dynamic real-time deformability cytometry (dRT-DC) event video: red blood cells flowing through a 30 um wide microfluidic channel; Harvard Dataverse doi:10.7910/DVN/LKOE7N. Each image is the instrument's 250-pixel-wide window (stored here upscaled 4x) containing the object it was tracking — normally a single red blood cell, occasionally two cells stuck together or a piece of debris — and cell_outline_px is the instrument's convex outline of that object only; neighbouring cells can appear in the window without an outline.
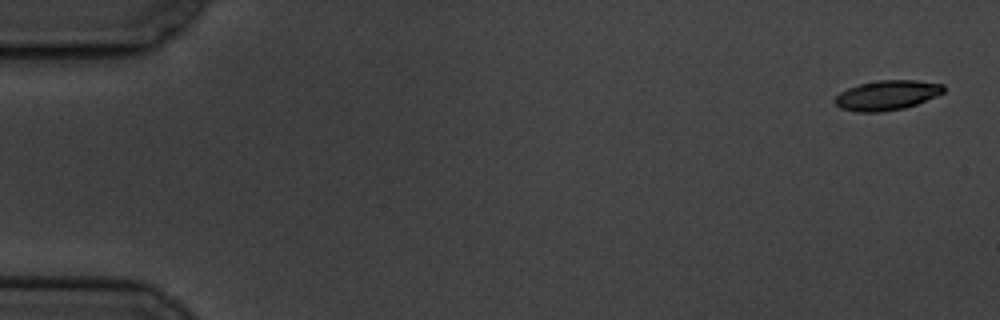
{"species": "common noctule bat (a hibernating species)", "species_latin": "Nyctalus noctula", "temperature_condition": "cold", "stored_images_in_passage": 8, "camera_frame_rate_fps": 3000, "um_per_image_px": 0.085, "animal": {"sex": "male", "body_mass_g": 19.5, "forearm_length_mm": 54.6}, "frame": {"image": 1, "passage_image": 1, "time_ms": 0.0, "image_size_px": [1000, 320], "cell_outline_px": [[944, 92], [936, 96], [916, 104], [904, 108], [884, 112], [856, 112], [840, 108], [832, 100], [840, 92], [848, 88], [860, 84], [880, 80], [916, 80], [944, 84]], "centroid_in_image_um": [75.38, 8.1], "position_along_channel_um": 9.6, "area_um2": 18.9}}
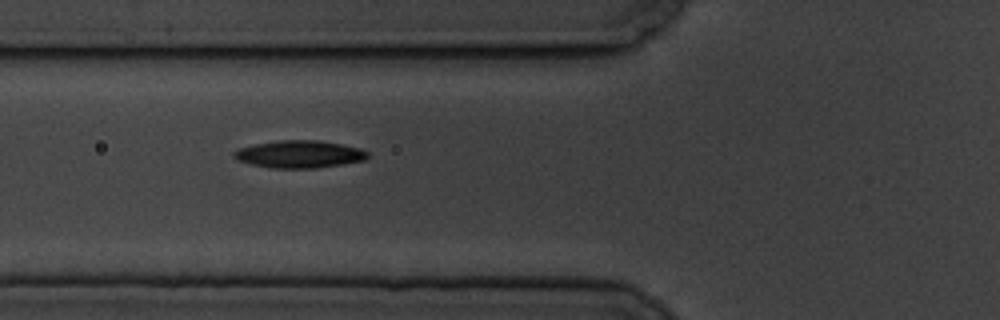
{"frame": {"image": 2, "passage_image": 7, "time_ms": 6.667, "image_size_px": [1000, 320], "cell_outline_px": [[368, 156], [364, 160], [344, 164], [316, 168], [272, 168], [252, 164], [236, 160], [232, 156], [232, 152], [236, 148], [256, 144], [280, 140], [316, 140], [340, 144], [360, 148], [368, 152]], "centroid_in_image_um": [25.41, 13.11], "position_along_channel_um": 100.4, "area_um2": 21.39}}
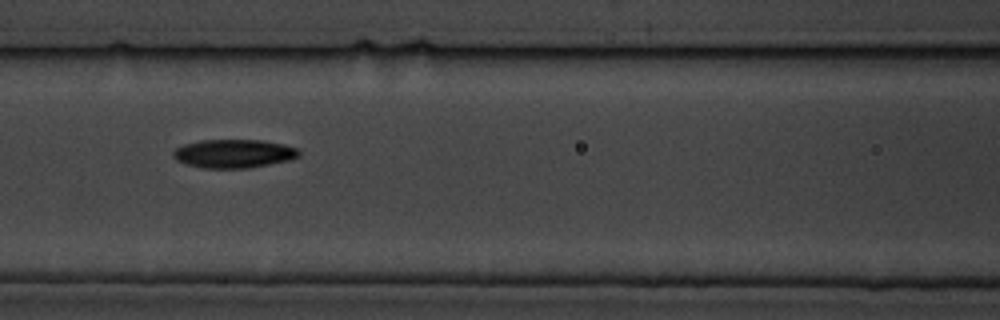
{"frame": {"image": 3, "passage_image": 8, "time_ms": 8.0, "image_size_px": [1000, 320], "cell_outline_px": [[300, 156], [288, 160], [248, 168], [204, 168], [188, 164], [176, 160], [172, 156], [172, 152], [176, 148], [184, 144], [200, 140], [264, 140], [284, 144], [296, 148], [300, 152]], "centroid_in_image_um": [19.86, 13.05], "position_along_channel_um": 146.7, "area_um2": 20.87}}